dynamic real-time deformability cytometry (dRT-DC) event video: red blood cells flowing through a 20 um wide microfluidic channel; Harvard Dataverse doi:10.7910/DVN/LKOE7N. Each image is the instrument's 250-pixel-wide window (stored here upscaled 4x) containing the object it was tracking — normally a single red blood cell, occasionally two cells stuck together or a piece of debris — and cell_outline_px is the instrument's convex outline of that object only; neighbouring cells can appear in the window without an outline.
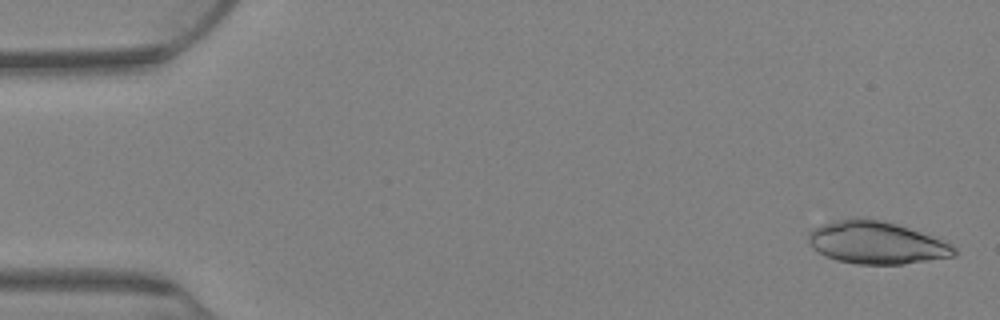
{"species": "Egyptian fruit bat (a non-hibernating species)", "species_latin": "Rousettus aegyptiacus", "temperature_condition": "warm", "stored_images_in_passage": 77, "camera_frame_rate_fps": 3000, "um_per_image_px": 0.085, "animal": {"sex": "female"}, "frame": {"image": 1, "passage_image": 2, "time_ms": 0.333, "image_size_px": [1000, 320], "cell_outline_px": [[956, 256], [904, 264], [856, 264], [836, 260], [824, 256], [812, 248], [808, 240], [808, 232], [812, 228], [832, 220], [856, 216], [880, 220], [896, 224], [908, 228], [940, 240], [956, 248]], "centroid_in_image_um": [74.41, 20.62], "position_along_channel_um": 10.6, "area_um2": 36.18}}